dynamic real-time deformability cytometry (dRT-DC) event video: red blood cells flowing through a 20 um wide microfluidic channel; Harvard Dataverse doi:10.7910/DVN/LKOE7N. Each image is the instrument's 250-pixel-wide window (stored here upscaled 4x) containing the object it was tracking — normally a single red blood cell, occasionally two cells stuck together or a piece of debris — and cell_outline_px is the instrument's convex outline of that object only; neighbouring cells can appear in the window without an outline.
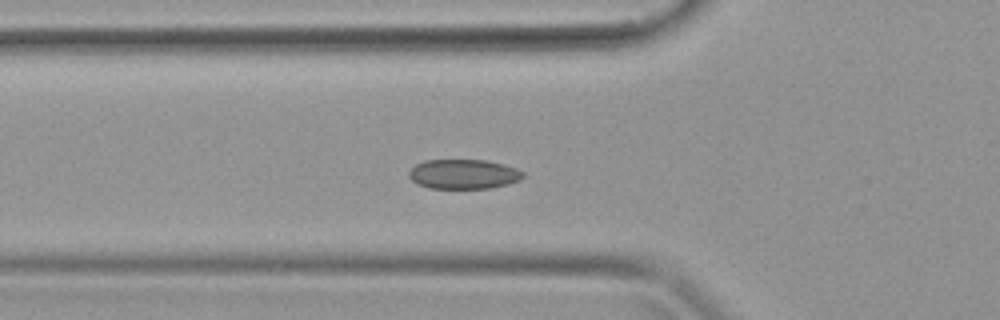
{"species": "common noctule bat (a hibernating species)", "species_latin": "Nyctalus noctula", "temperature_condition": "warm", "stored_images_in_passage": 41, "camera_frame_rate_fps": 3000, "um_per_image_px": 0.085, "animal": {"sex": "female", "body_mass_g": 19.9}, "frame": {"image": 1, "passage_image": 14, "time_ms": 4.333, "image_size_px": [1000, 320], "cell_outline_px": [[524, 176], [520, 180], [508, 184], [488, 188], [428, 188], [416, 184], [408, 176], [408, 172], [416, 164], [424, 160], [488, 160], [504, 164], [516, 168], [524, 172]], "centroid_in_image_um": [39.4, 14.79], "position_along_channel_um": 86.4, "area_um2": 19.83}}
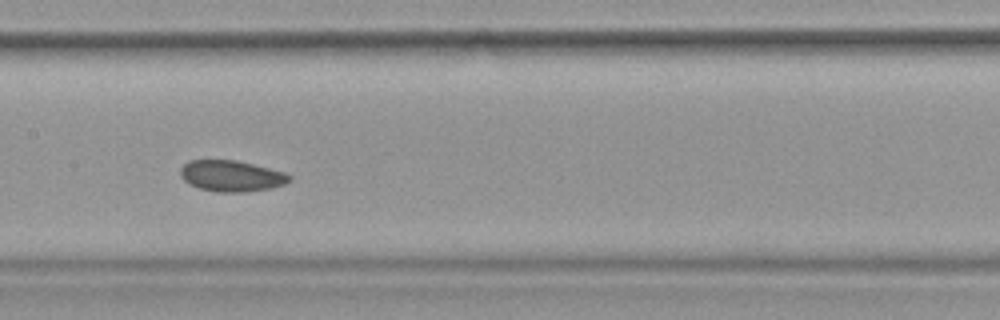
{"frame": {"image": 2, "passage_image": 20, "time_ms": 6.333, "image_size_px": [1000, 320], "cell_outline_px": [[292, 180], [284, 184], [272, 188], [244, 192], [216, 192], [200, 188], [188, 184], [180, 176], [180, 168], [188, 160], [236, 160], [284, 172], [292, 176]], "centroid_in_image_um": [19.66, 14.96], "position_along_channel_um": 187.7, "area_um2": 19.83}}
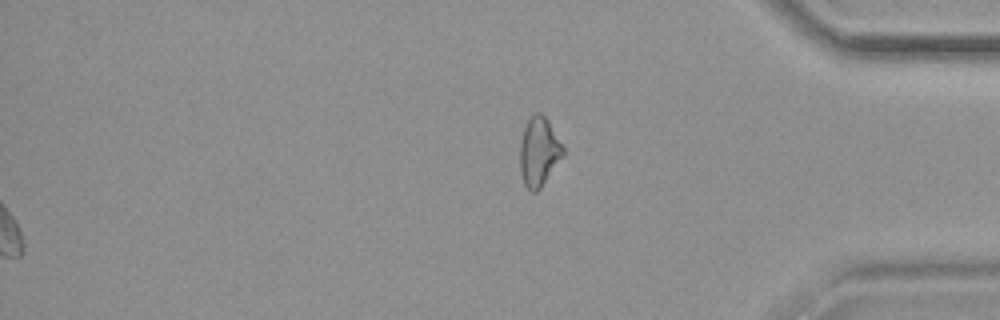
{"frame": {"image": 3, "passage_image": 41, "time_ms": 13.333, "image_size_px": [1000, 320], "cell_outline_px": [[564, 156], [540, 188], [536, 192], [532, 192], [524, 184], [520, 172], [520, 144], [524, 128], [528, 120], [536, 112], [540, 112], [548, 120], [564, 148]], "centroid_in_image_um": [45.81, 12.91], "position_along_channel_um": 389.4, "area_um2": 17.22}}